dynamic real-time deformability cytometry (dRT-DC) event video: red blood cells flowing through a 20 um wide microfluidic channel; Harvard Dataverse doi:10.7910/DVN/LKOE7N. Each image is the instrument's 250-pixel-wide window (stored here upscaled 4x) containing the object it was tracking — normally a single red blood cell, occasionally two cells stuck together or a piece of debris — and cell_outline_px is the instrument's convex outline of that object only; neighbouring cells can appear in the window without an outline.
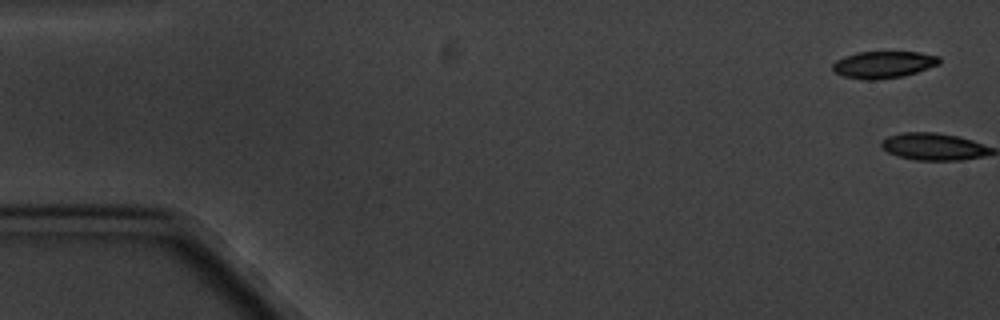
{"species": "common noctule bat (a hibernating species)", "species_latin": "Nyctalus noctula", "temperature_condition": "cold", "stored_images_in_passage": 5, "camera_frame_rate_fps": 3000, "um_per_image_px": 0.085, "animal": {"sex": "male", "body_mass_g": 20.1, "forearm_length_mm": 53.5}, "frame": {"image": 1, "passage_image": 1, "time_ms": 0.0, "image_size_px": [1000, 320], "cell_outline_px": [[940, 64], [904, 76], [876, 80], [864, 80], [844, 76], [832, 72], [832, 64], [836, 60], [844, 56], [856, 52], [920, 52], [940, 56]], "centroid_in_image_um": [75.07, 5.49], "position_along_channel_um": 9.9, "area_um2": 16.94}}